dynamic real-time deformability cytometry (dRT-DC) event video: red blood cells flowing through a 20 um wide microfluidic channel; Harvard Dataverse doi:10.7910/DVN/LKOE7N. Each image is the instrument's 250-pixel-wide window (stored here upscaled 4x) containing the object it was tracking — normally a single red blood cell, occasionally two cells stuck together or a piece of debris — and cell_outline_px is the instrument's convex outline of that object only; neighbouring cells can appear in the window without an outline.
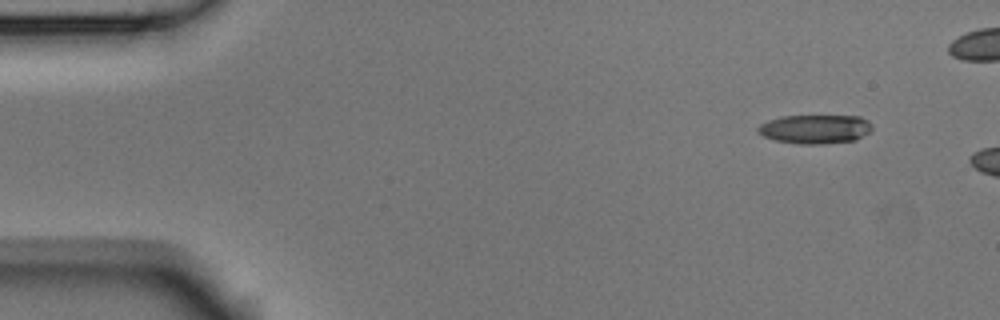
{"species": "Egyptian fruit bat (a non-hibernating species)", "species_latin": "Rousettus aegyptiacus", "temperature_condition": "room temperature", "stored_images_in_passage": 3, "camera_frame_rate_fps": 3000, "um_per_image_px": 0.085, "animal": {"sex": "male"}, "frame": {"image": 1, "passage_image": 1, "time_ms": 0.0, "image_size_px": [1000, 320], "cell_outline_px": [[872, 128], [868, 132], [856, 140], [824, 144], [800, 144], [776, 140], [764, 136], [756, 132], [756, 128], [760, 124], [768, 120], [780, 116], [860, 116], [868, 120], [872, 124]], "centroid_in_image_um": [69.27, 10.97], "position_along_channel_um": 15.7, "area_um2": 19.36}}